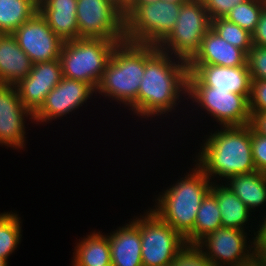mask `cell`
I'll list each match as a JSON object with an SVG mask.
<instances>
[{"instance_id":"836d02e7","label":"cell","mask_w":266,"mask_h":266,"mask_svg":"<svg viewBox=\"0 0 266 266\" xmlns=\"http://www.w3.org/2000/svg\"><path fill=\"white\" fill-rule=\"evenodd\" d=\"M264 220H261L260 228L258 231H254L253 237L255 240V251L257 259L264 260L266 258V216H264ZM257 233V234H256Z\"/></svg>"},{"instance_id":"3957f363","label":"cell","mask_w":266,"mask_h":266,"mask_svg":"<svg viewBox=\"0 0 266 266\" xmlns=\"http://www.w3.org/2000/svg\"><path fill=\"white\" fill-rule=\"evenodd\" d=\"M195 166L184 179L180 178L163 195H159L155 209H151L184 239L193 231L197 212L213 184L196 164Z\"/></svg>"},{"instance_id":"f35d334b","label":"cell","mask_w":266,"mask_h":266,"mask_svg":"<svg viewBox=\"0 0 266 266\" xmlns=\"http://www.w3.org/2000/svg\"><path fill=\"white\" fill-rule=\"evenodd\" d=\"M154 1L156 0H129V3H149Z\"/></svg>"},{"instance_id":"f546056e","label":"cell","mask_w":266,"mask_h":266,"mask_svg":"<svg viewBox=\"0 0 266 266\" xmlns=\"http://www.w3.org/2000/svg\"><path fill=\"white\" fill-rule=\"evenodd\" d=\"M252 79L266 80V47L253 45L247 54Z\"/></svg>"},{"instance_id":"44dd1931","label":"cell","mask_w":266,"mask_h":266,"mask_svg":"<svg viewBox=\"0 0 266 266\" xmlns=\"http://www.w3.org/2000/svg\"><path fill=\"white\" fill-rule=\"evenodd\" d=\"M228 187L252 212L266 203V174L254 171L238 174L227 179ZM230 182V183H229Z\"/></svg>"},{"instance_id":"9c48e42d","label":"cell","mask_w":266,"mask_h":266,"mask_svg":"<svg viewBox=\"0 0 266 266\" xmlns=\"http://www.w3.org/2000/svg\"><path fill=\"white\" fill-rule=\"evenodd\" d=\"M79 38L125 41V16L106 0H77Z\"/></svg>"},{"instance_id":"52a82bcc","label":"cell","mask_w":266,"mask_h":266,"mask_svg":"<svg viewBox=\"0 0 266 266\" xmlns=\"http://www.w3.org/2000/svg\"><path fill=\"white\" fill-rule=\"evenodd\" d=\"M210 28L211 21L203 1L189 0L182 3L172 31L157 47L188 62L199 50L201 41Z\"/></svg>"},{"instance_id":"7c38bea8","label":"cell","mask_w":266,"mask_h":266,"mask_svg":"<svg viewBox=\"0 0 266 266\" xmlns=\"http://www.w3.org/2000/svg\"><path fill=\"white\" fill-rule=\"evenodd\" d=\"M12 34L33 64L60 58L64 42L53 32L39 11Z\"/></svg>"},{"instance_id":"8992f818","label":"cell","mask_w":266,"mask_h":266,"mask_svg":"<svg viewBox=\"0 0 266 266\" xmlns=\"http://www.w3.org/2000/svg\"><path fill=\"white\" fill-rule=\"evenodd\" d=\"M182 3L156 0L129 3L125 16V41L158 45L173 29Z\"/></svg>"},{"instance_id":"30bf717a","label":"cell","mask_w":266,"mask_h":266,"mask_svg":"<svg viewBox=\"0 0 266 266\" xmlns=\"http://www.w3.org/2000/svg\"><path fill=\"white\" fill-rule=\"evenodd\" d=\"M247 235L243 230L221 226L196 245L215 266H247L257 259L255 240L248 245Z\"/></svg>"},{"instance_id":"9a60e30c","label":"cell","mask_w":266,"mask_h":266,"mask_svg":"<svg viewBox=\"0 0 266 266\" xmlns=\"http://www.w3.org/2000/svg\"><path fill=\"white\" fill-rule=\"evenodd\" d=\"M33 114L23 105L15 85L0 84V144L15 149L25 146V117Z\"/></svg>"},{"instance_id":"8d00e7d4","label":"cell","mask_w":266,"mask_h":266,"mask_svg":"<svg viewBox=\"0 0 266 266\" xmlns=\"http://www.w3.org/2000/svg\"><path fill=\"white\" fill-rule=\"evenodd\" d=\"M111 5H113L116 9H118L124 16L128 14V0H106Z\"/></svg>"},{"instance_id":"1f68e13d","label":"cell","mask_w":266,"mask_h":266,"mask_svg":"<svg viewBox=\"0 0 266 266\" xmlns=\"http://www.w3.org/2000/svg\"><path fill=\"white\" fill-rule=\"evenodd\" d=\"M249 109L250 113L266 112V80L252 79Z\"/></svg>"},{"instance_id":"2e32d148","label":"cell","mask_w":266,"mask_h":266,"mask_svg":"<svg viewBox=\"0 0 266 266\" xmlns=\"http://www.w3.org/2000/svg\"><path fill=\"white\" fill-rule=\"evenodd\" d=\"M62 77L60 59L33 64L29 74L15 85L23 105L34 114Z\"/></svg>"},{"instance_id":"60d3db41","label":"cell","mask_w":266,"mask_h":266,"mask_svg":"<svg viewBox=\"0 0 266 266\" xmlns=\"http://www.w3.org/2000/svg\"><path fill=\"white\" fill-rule=\"evenodd\" d=\"M166 1H168V2H177V3H185V2H187L189 0H166Z\"/></svg>"},{"instance_id":"5b68a950","label":"cell","mask_w":266,"mask_h":266,"mask_svg":"<svg viewBox=\"0 0 266 266\" xmlns=\"http://www.w3.org/2000/svg\"><path fill=\"white\" fill-rule=\"evenodd\" d=\"M118 43L121 41L92 38L64 42L59 58L62 76L83 81L96 89Z\"/></svg>"},{"instance_id":"7a4b0ae2","label":"cell","mask_w":266,"mask_h":266,"mask_svg":"<svg viewBox=\"0 0 266 266\" xmlns=\"http://www.w3.org/2000/svg\"><path fill=\"white\" fill-rule=\"evenodd\" d=\"M222 128L206 138L196 165L210 180L212 176L228 179L257 171L252 155L251 126Z\"/></svg>"},{"instance_id":"74e56055","label":"cell","mask_w":266,"mask_h":266,"mask_svg":"<svg viewBox=\"0 0 266 266\" xmlns=\"http://www.w3.org/2000/svg\"><path fill=\"white\" fill-rule=\"evenodd\" d=\"M247 266H266V262L261 259H256L254 262H252L251 264Z\"/></svg>"},{"instance_id":"ac0fdd59","label":"cell","mask_w":266,"mask_h":266,"mask_svg":"<svg viewBox=\"0 0 266 266\" xmlns=\"http://www.w3.org/2000/svg\"><path fill=\"white\" fill-rule=\"evenodd\" d=\"M38 11L63 42L79 38L77 0H38Z\"/></svg>"},{"instance_id":"ba28073f","label":"cell","mask_w":266,"mask_h":266,"mask_svg":"<svg viewBox=\"0 0 266 266\" xmlns=\"http://www.w3.org/2000/svg\"><path fill=\"white\" fill-rule=\"evenodd\" d=\"M135 220L140 224L141 257L143 266L171 264L179 251L187 244L185 239L152 210Z\"/></svg>"},{"instance_id":"cb8c5ba5","label":"cell","mask_w":266,"mask_h":266,"mask_svg":"<svg viewBox=\"0 0 266 266\" xmlns=\"http://www.w3.org/2000/svg\"><path fill=\"white\" fill-rule=\"evenodd\" d=\"M38 12V0H0V33L12 34Z\"/></svg>"},{"instance_id":"4dcf8cb0","label":"cell","mask_w":266,"mask_h":266,"mask_svg":"<svg viewBox=\"0 0 266 266\" xmlns=\"http://www.w3.org/2000/svg\"><path fill=\"white\" fill-rule=\"evenodd\" d=\"M208 17L211 20L225 18L226 15L237 5L247 0H202Z\"/></svg>"},{"instance_id":"4fadbf2b","label":"cell","mask_w":266,"mask_h":266,"mask_svg":"<svg viewBox=\"0 0 266 266\" xmlns=\"http://www.w3.org/2000/svg\"><path fill=\"white\" fill-rule=\"evenodd\" d=\"M187 87H211L245 95L251 92L252 78L248 66L223 67L210 64H187Z\"/></svg>"},{"instance_id":"f1b7e54d","label":"cell","mask_w":266,"mask_h":266,"mask_svg":"<svg viewBox=\"0 0 266 266\" xmlns=\"http://www.w3.org/2000/svg\"><path fill=\"white\" fill-rule=\"evenodd\" d=\"M172 266H215L196 244H186L171 262Z\"/></svg>"},{"instance_id":"ab89813d","label":"cell","mask_w":266,"mask_h":266,"mask_svg":"<svg viewBox=\"0 0 266 266\" xmlns=\"http://www.w3.org/2000/svg\"><path fill=\"white\" fill-rule=\"evenodd\" d=\"M7 264L8 262L4 258L0 257V266H8Z\"/></svg>"},{"instance_id":"d6a6232c","label":"cell","mask_w":266,"mask_h":266,"mask_svg":"<svg viewBox=\"0 0 266 266\" xmlns=\"http://www.w3.org/2000/svg\"><path fill=\"white\" fill-rule=\"evenodd\" d=\"M251 144L256 170L266 174V137L251 128Z\"/></svg>"},{"instance_id":"5bb4252c","label":"cell","mask_w":266,"mask_h":266,"mask_svg":"<svg viewBox=\"0 0 266 266\" xmlns=\"http://www.w3.org/2000/svg\"><path fill=\"white\" fill-rule=\"evenodd\" d=\"M93 93H96V89L92 85L62 77L59 84L47 94L42 106L33 114V120L47 123L52 119H59L79 109Z\"/></svg>"},{"instance_id":"8fae6325","label":"cell","mask_w":266,"mask_h":266,"mask_svg":"<svg viewBox=\"0 0 266 266\" xmlns=\"http://www.w3.org/2000/svg\"><path fill=\"white\" fill-rule=\"evenodd\" d=\"M187 95L222 127L250 124L249 99L245 95L211 87H187Z\"/></svg>"},{"instance_id":"e0dca14e","label":"cell","mask_w":266,"mask_h":266,"mask_svg":"<svg viewBox=\"0 0 266 266\" xmlns=\"http://www.w3.org/2000/svg\"><path fill=\"white\" fill-rule=\"evenodd\" d=\"M187 64H210L223 67L248 66L247 54L225 41L212 28L206 32L199 50Z\"/></svg>"},{"instance_id":"ffe728a7","label":"cell","mask_w":266,"mask_h":266,"mask_svg":"<svg viewBox=\"0 0 266 266\" xmlns=\"http://www.w3.org/2000/svg\"><path fill=\"white\" fill-rule=\"evenodd\" d=\"M33 66L13 34L0 33V84L16 85Z\"/></svg>"},{"instance_id":"6da1fadb","label":"cell","mask_w":266,"mask_h":266,"mask_svg":"<svg viewBox=\"0 0 266 266\" xmlns=\"http://www.w3.org/2000/svg\"><path fill=\"white\" fill-rule=\"evenodd\" d=\"M173 58L156 45L145 44L144 75L138 97L129 106L137 116L152 118L171 112L178 105L177 101L182 93L187 95V62Z\"/></svg>"},{"instance_id":"277c9868","label":"cell","mask_w":266,"mask_h":266,"mask_svg":"<svg viewBox=\"0 0 266 266\" xmlns=\"http://www.w3.org/2000/svg\"><path fill=\"white\" fill-rule=\"evenodd\" d=\"M144 71L145 44L118 43L98 83L96 94H104L129 107L138 97Z\"/></svg>"},{"instance_id":"484cf974","label":"cell","mask_w":266,"mask_h":266,"mask_svg":"<svg viewBox=\"0 0 266 266\" xmlns=\"http://www.w3.org/2000/svg\"><path fill=\"white\" fill-rule=\"evenodd\" d=\"M21 221L18 214L4 212L0 214V257L8 262L21 241Z\"/></svg>"},{"instance_id":"d590c367","label":"cell","mask_w":266,"mask_h":266,"mask_svg":"<svg viewBox=\"0 0 266 266\" xmlns=\"http://www.w3.org/2000/svg\"><path fill=\"white\" fill-rule=\"evenodd\" d=\"M251 128L258 134L266 137V112L250 113Z\"/></svg>"},{"instance_id":"603a6c76","label":"cell","mask_w":266,"mask_h":266,"mask_svg":"<svg viewBox=\"0 0 266 266\" xmlns=\"http://www.w3.org/2000/svg\"><path fill=\"white\" fill-rule=\"evenodd\" d=\"M87 237V238H86ZM75 247L72 266H106L111 264L108 235L92 232ZM77 248V249H76Z\"/></svg>"},{"instance_id":"d4e9b609","label":"cell","mask_w":266,"mask_h":266,"mask_svg":"<svg viewBox=\"0 0 266 266\" xmlns=\"http://www.w3.org/2000/svg\"><path fill=\"white\" fill-rule=\"evenodd\" d=\"M222 226L216 197L209 192L197 212L193 231L185 238L187 244H197L206 235Z\"/></svg>"},{"instance_id":"83f0119b","label":"cell","mask_w":266,"mask_h":266,"mask_svg":"<svg viewBox=\"0 0 266 266\" xmlns=\"http://www.w3.org/2000/svg\"><path fill=\"white\" fill-rule=\"evenodd\" d=\"M265 7L264 0H247L235 6L225 18L253 33Z\"/></svg>"},{"instance_id":"d6986e66","label":"cell","mask_w":266,"mask_h":266,"mask_svg":"<svg viewBox=\"0 0 266 266\" xmlns=\"http://www.w3.org/2000/svg\"><path fill=\"white\" fill-rule=\"evenodd\" d=\"M109 234L113 266H143L140 224L135 219Z\"/></svg>"},{"instance_id":"4316f807","label":"cell","mask_w":266,"mask_h":266,"mask_svg":"<svg viewBox=\"0 0 266 266\" xmlns=\"http://www.w3.org/2000/svg\"><path fill=\"white\" fill-rule=\"evenodd\" d=\"M211 28L225 41L242 49L246 54L253 46L252 33L226 18L211 20Z\"/></svg>"},{"instance_id":"7402d4cb","label":"cell","mask_w":266,"mask_h":266,"mask_svg":"<svg viewBox=\"0 0 266 266\" xmlns=\"http://www.w3.org/2000/svg\"><path fill=\"white\" fill-rule=\"evenodd\" d=\"M210 192L217 199L222 227L245 231L244 225L251 215L247 206L225 185H216L213 181Z\"/></svg>"},{"instance_id":"e575fe53","label":"cell","mask_w":266,"mask_h":266,"mask_svg":"<svg viewBox=\"0 0 266 266\" xmlns=\"http://www.w3.org/2000/svg\"><path fill=\"white\" fill-rule=\"evenodd\" d=\"M252 43L256 46L266 47V7L263 9L257 27L252 33Z\"/></svg>"}]
</instances>
